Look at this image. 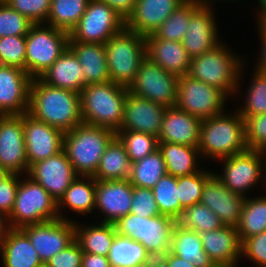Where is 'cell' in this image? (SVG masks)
Wrapping results in <instances>:
<instances>
[{
    "mask_svg": "<svg viewBox=\"0 0 266 267\" xmlns=\"http://www.w3.org/2000/svg\"><path fill=\"white\" fill-rule=\"evenodd\" d=\"M27 113L63 133L83 122L80 94L49 86L39 78L31 81Z\"/></svg>",
    "mask_w": 266,
    "mask_h": 267,
    "instance_id": "cell-1",
    "label": "cell"
},
{
    "mask_svg": "<svg viewBox=\"0 0 266 267\" xmlns=\"http://www.w3.org/2000/svg\"><path fill=\"white\" fill-rule=\"evenodd\" d=\"M202 159L218 162L220 159L240 154L248 148L245 142V119L238 111L220 113L202 119L198 146Z\"/></svg>",
    "mask_w": 266,
    "mask_h": 267,
    "instance_id": "cell-2",
    "label": "cell"
},
{
    "mask_svg": "<svg viewBox=\"0 0 266 267\" xmlns=\"http://www.w3.org/2000/svg\"><path fill=\"white\" fill-rule=\"evenodd\" d=\"M221 42L214 49L192 58L188 74L222 90L228 98L240 92V80L245 60L233 54L231 49ZM228 49V50H227ZM241 58V59H240ZM241 77V78H240Z\"/></svg>",
    "mask_w": 266,
    "mask_h": 267,
    "instance_id": "cell-3",
    "label": "cell"
},
{
    "mask_svg": "<svg viewBox=\"0 0 266 267\" xmlns=\"http://www.w3.org/2000/svg\"><path fill=\"white\" fill-rule=\"evenodd\" d=\"M127 87L112 81L86 85L80 92L83 123L117 132L121 128Z\"/></svg>",
    "mask_w": 266,
    "mask_h": 267,
    "instance_id": "cell-4",
    "label": "cell"
},
{
    "mask_svg": "<svg viewBox=\"0 0 266 267\" xmlns=\"http://www.w3.org/2000/svg\"><path fill=\"white\" fill-rule=\"evenodd\" d=\"M116 136L110 128L86 123L64 133L63 150L78 176H94L107 145Z\"/></svg>",
    "mask_w": 266,
    "mask_h": 267,
    "instance_id": "cell-5",
    "label": "cell"
},
{
    "mask_svg": "<svg viewBox=\"0 0 266 267\" xmlns=\"http://www.w3.org/2000/svg\"><path fill=\"white\" fill-rule=\"evenodd\" d=\"M110 80L129 87L146 57L145 36L124 27L104 44Z\"/></svg>",
    "mask_w": 266,
    "mask_h": 267,
    "instance_id": "cell-6",
    "label": "cell"
},
{
    "mask_svg": "<svg viewBox=\"0 0 266 267\" xmlns=\"http://www.w3.org/2000/svg\"><path fill=\"white\" fill-rule=\"evenodd\" d=\"M176 220L167 215L140 217L128 213L114 223L119 236L141 243L151 257L165 256L170 251Z\"/></svg>",
    "mask_w": 266,
    "mask_h": 267,
    "instance_id": "cell-7",
    "label": "cell"
},
{
    "mask_svg": "<svg viewBox=\"0 0 266 267\" xmlns=\"http://www.w3.org/2000/svg\"><path fill=\"white\" fill-rule=\"evenodd\" d=\"M20 178L15 204L7 217L10 228H22L59 218L57 201L28 175Z\"/></svg>",
    "mask_w": 266,
    "mask_h": 267,
    "instance_id": "cell-8",
    "label": "cell"
},
{
    "mask_svg": "<svg viewBox=\"0 0 266 267\" xmlns=\"http://www.w3.org/2000/svg\"><path fill=\"white\" fill-rule=\"evenodd\" d=\"M69 34L45 23L34 24L26 35V72L40 78L68 49Z\"/></svg>",
    "mask_w": 266,
    "mask_h": 267,
    "instance_id": "cell-9",
    "label": "cell"
},
{
    "mask_svg": "<svg viewBox=\"0 0 266 267\" xmlns=\"http://www.w3.org/2000/svg\"><path fill=\"white\" fill-rule=\"evenodd\" d=\"M265 158L266 153L247 149L243 153L220 159V162H223L222 174L217 172L215 175L233 193L246 198L248 196L246 193L255 188L254 186L260 183L259 181H264L266 184Z\"/></svg>",
    "mask_w": 266,
    "mask_h": 267,
    "instance_id": "cell-10",
    "label": "cell"
},
{
    "mask_svg": "<svg viewBox=\"0 0 266 267\" xmlns=\"http://www.w3.org/2000/svg\"><path fill=\"white\" fill-rule=\"evenodd\" d=\"M179 76L163 70L145 57L128 92L166 108L175 107Z\"/></svg>",
    "mask_w": 266,
    "mask_h": 267,
    "instance_id": "cell-11",
    "label": "cell"
},
{
    "mask_svg": "<svg viewBox=\"0 0 266 267\" xmlns=\"http://www.w3.org/2000/svg\"><path fill=\"white\" fill-rule=\"evenodd\" d=\"M228 96L217 87L189 75L179 76L176 107L201 119L223 113Z\"/></svg>",
    "mask_w": 266,
    "mask_h": 267,
    "instance_id": "cell-12",
    "label": "cell"
},
{
    "mask_svg": "<svg viewBox=\"0 0 266 267\" xmlns=\"http://www.w3.org/2000/svg\"><path fill=\"white\" fill-rule=\"evenodd\" d=\"M125 27V20L99 0H89L86 10L69 38L74 42L102 43Z\"/></svg>",
    "mask_w": 266,
    "mask_h": 267,
    "instance_id": "cell-13",
    "label": "cell"
},
{
    "mask_svg": "<svg viewBox=\"0 0 266 267\" xmlns=\"http://www.w3.org/2000/svg\"><path fill=\"white\" fill-rule=\"evenodd\" d=\"M29 238L43 264L75 241V221L58 218L20 228Z\"/></svg>",
    "mask_w": 266,
    "mask_h": 267,
    "instance_id": "cell-14",
    "label": "cell"
},
{
    "mask_svg": "<svg viewBox=\"0 0 266 267\" xmlns=\"http://www.w3.org/2000/svg\"><path fill=\"white\" fill-rule=\"evenodd\" d=\"M0 166L10 174H28L23 114L0 115Z\"/></svg>",
    "mask_w": 266,
    "mask_h": 267,
    "instance_id": "cell-15",
    "label": "cell"
},
{
    "mask_svg": "<svg viewBox=\"0 0 266 267\" xmlns=\"http://www.w3.org/2000/svg\"><path fill=\"white\" fill-rule=\"evenodd\" d=\"M27 175L39 183L57 202L78 176L64 150L32 164Z\"/></svg>",
    "mask_w": 266,
    "mask_h": 267,
    "instance_id": "cell-16",
    "label": "cell"
},
{
    "mask_svg": "<svg viewBox=\"0 0 266 267\" xmlns=\"http://www.w3.org/2000/svg\"><path fill=\"white\" fill-rule=\"evenodd\" d=\"M23 130L29 167L63 150L64 133L28 113L23 114Z\"/></svg>",
    "mask_w": 266,
    "mask_h": 267,
    "instance_id": "cell-17",
    "label": "cell"
},
{
    "mask_svg": "<svg viewBox=\"0 0 266 267\" xmlns=\"http://www.w3.org/2000/svg\"><path fill=\"white\" fill-rule=\"evenodd\" d=\"M213 6L201 4L192 14L181 43L190 58L201 56L221 43Z\"/></svg>",
    "mask_w": 266,
    "mask_h": 267,
    "instance_id": "cell-18",
    "label": "cell"
},
{
    "mask_svg": "<svg viewBox=\"0 0 266 267\" xmlns=\"http://www.w3.org/2000/svg\"><path fill=\"white\" fill-rule=\"evenodd\" d=\"M132 192L129 180H96L95 209L104 216L100 222L114 224L130 213Z\"/></svg>",
    "mask_w": 266,
    "mask_h": 267,
    "instance_id": "cell-19",
    "label": "cell"
},
{
    "mask_svg": "<svg viewBox=\"0 0 266 267\" xmlns=\"http://www.w3.org/2000/svg\"><path fill=\"white\" fill-rule=\"evenodd\" d=\"M31 81L25 70L0 65V115L28 112Z\"/></svg>",
    "mask_w": 266,
    "mask_h": 267,
    "instance_id": "cell-20",
    "label": "cell"
},
{
    "mask_svg": "<svg viewBox=\"0 0 266 267\" xmlns=\"http://www.w3.org/2000/svg\"><path fill=\"white\" fill-rule=\"evenodd\" d=\"M245 197L233 193L213 173L205 182L200 203L213 211L224 225L237 227Z\"/></svg>",
    "mask_w": 266,
    "mask_h": 267,
    "instance_id": "cell-21",
    "label": "cell"
},
{
    "mask_svg": "<svg viewBox=\"0 0 266 267\" xmlns=\"http://www.w3.org/2000/svg\"><path fill=\"white\" fill-rule=\"evenodd\" d=\"M165 110L163 105L128 92L121 128L118 131H135L158 138Z\"/></svg>",
    "mask_w": 266,
    "mask_h": 267,
    "instance_id": "cell-22",
    "label": "cell"
},
{
    "mask_svg": "<svg viewBox=\"0 0 266 267\" xmlns=\"http://www.w3.org/2000/svg\"><path fill=\"white\" fill-rule=\"evenodd\" d=\"M202 246L216 267H237L241 257V241L236 227H223L200 233Z\"/></svg>",
    "mask_w": 266,
    "mask_h": 267,
    "instance_id": "cell-23",
    "label": "cell"
},
{
    "mask_svg": "<svg viewBox=\"0 0 266 267\" xmlns=\"http://www.w3.org/2000/svg\"><path fill=\"white\" fill-rule=\"evenodd\" d=\"M201 122V118L190 115L176 106L166 108L158 141L198 147Z\"/></svg>",
    "mask_w": 266,
    "mask_h": 267,
    "instance_id": "cell-24",
    "label": "cell"
},
{
    "mask_svg": "<svg viewBox=\"0 0 266 267\" xmlns=\"http://www.w3.org/2000/svg\"><path fill=\"white\" fill-rule=\"evenodd\" d=\"M185 0H137L125 27L142 36L151 35Z\"/></svg>",
    "mask_w": 266,
    "mask_h": 267,
    "instance_id": "cell-25",
    "label": "cell"
},
{
    "mask_svg": "<svg viewBox=\"0 0 266 267\" xmlns=\"http://www.w3.org/2000/svg\"><path fill=\"white\" fill-rule=\"evenodd\" d=\"M146 57L177 76L188 74L191 58L181 42L145 37Z\"/></svg>",
    "mask_w": 266,
    "mask_h": 267,
    "instance_id": "cell-26",
    "label": "cell"
},
{
    "mask_svg": "<svg viewBox=\"0 0 266 267\" xmlns=\"http://www.w3.org/2000/svg\"><path fill=\"white\" fill-rule=\"evenodd\" d=\"M68 48L77 57L83 69L85 85L111 81L104 44L74 42L69 38Z\"/></svg>",
    "mask_w": 266,
    "mask_h": 267,
    "instance_id": "cell-27",
    "label": "cell"
},
{
    "mask_svg": "<svg viewBox=\"0 0 266 267\" xmlns=\"http://www.w3.org/2000/svg\"><path fill=\"white\" fill-rule=\"evenodd\" d=\"M49 86L79 93L84 84L83 69L77 57L68 48L39 78Z\"/></svg>",
    "mask_w": 266,
    "mask_h": 267,
    "instance_id": "cell-28",
    "label": "cell"
},
{
    "mask_svg": "<svg viewBox=\"0 0 266 267\" xmlns=\"http://www.w3.org/2000/svg\"><path fill=\"white\" fill-rule=\"evenodd\" d=\"M96 196V179L92 176H77L57 202L59 218L71 220L63 215L62 208H69L77 214L94 213ZM62 211V212H61Z\"/></svg>",
    "mask_w": 266,
    "mask_h": 267,
    "instance_id": "cell-29",
    "label": "cell"
},
{
    "mask_svg": "<svg viewBox=\"0 0 266 267\" xmlns=\"http://www.w3.org/2000/svg\"><path fill=\"white\" fill-rule=\"evenodd\" d=\"M4 267H38L42 265L28 236L20 228H10L0 248Z\"/></svg>",
    "mask_w": 266,
    "mask_h": 267,
    "instance_id": "cell-30",
    "label": "cell"
},
{
    "mask_svg": "<svg viewBox=\"0 0 266 267\" xmlns=\"http://www.w3.org/2000/svg\"><path fill=\"white\" fill-rule=\"evenodd\" d=\"M170 252L196 267H216L203 249L200 234L177 223L172 232Z\"/></svg>",
    "mask_w": 266,
    "mask_h": 267,
    "instance_id": "cell-31",
    "label": "cell"
},
{
    "mask_svg": "<svg viewBox=\"0 0 266 267\" xmlns=\"http://www.w3.org/2000/svg\"><path fill=\"white\" fill-rule=\"evenodd\" d=\"M159 150L163 155L167 174L182 177L199 172L202 167H197L201 155L198 147L182 144L159 142ZM198 159V160H197Z\"/></svg>",
    "mask_w": 266,
    "mask_h": 267,
    "instance_id": "cell-32",
    "label": "cell"
},
{
    "mask_svg": "<svg viewBox=\"0 0 266 267\" xmlns=\"http://www.w3.org/2000/svg\"><path fill=\"white\" fill-rule=\"evenodd\" d=\"M131 169L132 161L128 157L125 146L115 136L107 145L93 177L96 180H128Z\"/></svg>",
    "mask_w": 266,
    "mask_h": 267,
    "instance_id": "cell-33",
    "label": "cell"
},
{
    "mask_svg": "<svg viewBox=\"0 0 266 267\" xmlns=\"http://www.w3.org/2000/svg\"><path fill=\"white\" fill-rule=\"evenodd\" d=\"M97 223L100 224L81 226L75 221V240L80 244L83 252L107 257L117 235L116 229L114 224Z\"/></svg>",
    "mask_w": 266,
    "mask_h": 267,
    "instance_id": "cell-34",
    "label": "cell"
},
{
    "mask_svg": "<svg viewBox=\"0 0 266 267\" xmlns=\"http://www.w3.org/2000/svg\"><path fill=\"white\" fill-rule=\"evenodd\" d=\"M201 4L199 0H185L151 35L156 39L181 42L187 33L191 14Z\"/></svg>",
    "mask_w": 266,
    "mask_h": 267,
    "instance_id": "cell-35",
    "label": "cell"
},
{
    "mask_svg": "<svg viewBox=\"0 0 266 267\" xmlns=\"http://www.w3.org/2000/svg\"><path fill=\"white\" fill-rule=\"evenodd\" d=\"M248 196L245 198L241 211V220L237 231L241 243L251 236L266 231V196Z\"/></svg>",
    "mask_w": 266,
    "mask_h": 267,
    "instance_id": "cell-36",
    "label": "cell"
},
{
    "mask_svg": "<svg viewBox=\"0 0 266 267\" xmlns=\"http://www.w3.org/2000/svg\"><path fill=\"white\" fill-rule=\"evenodd\" d=\"M107 257L111 267H135L147 264L151 256L141 243L116 235Z\"/></svg>",
    "mask_w": 266,
    "mask_h": 267,
    "instance_id": "cell-37",
    "label": "cell"
},
{
    "mask_svg": "<svg viewBox=\"0 0 266 267\" xmlns=\"http://www.w3.org/2000/svg\"><path fill=\"white\" fill-rule=\"evenodd\" d=\"M89 0H51L45 24L70 34L84 14Z\"/></svg>",
    "mask_w": 266,
    "mask_h": 267,
    "instance_id": "cell-38",
    "label": "cell"
},
{
    "mask_svg": "<svg viewBox=\"0 0 266 267\" xmlns=\"http://www.w3.org/2000/svg\"><path fill=\"white\" fill-rule=\"evenodd\" d=\"M167 174L165 161L158 149L142 160L132 163L129 182L132 186L152 189Z\"/></svg>",
    "mask_w": 266,
    "mask_h": 267,
    "instance_id": "cell-39",
    "label": "cell"
},
{
    "mask_svg": "<svg viewBox=\"0 0 266 267\" xmlns=\"http://www.w3.org/2000/svg\"><path fill=\"white\" fill-rule=\"evenodd\" d=\"M176 223L180 227L193 230L199 234L217 230L224 226L219 217L202 203H196L183 209Z\"/></svg>",
    "mask_w": 266,
    "mask_h": 267,
    "instance_id": "cell-40",
    "label": "cell"
},
{
    "mask_svg": "<svg viewBox=\"0 0 266 267\" xmlns=\"http://www.w3.org/2000/svg\"><path fill=\"white\" fill-rule=\"evenodd\" d=\"M152 192L160 214L177 220L183 211L178 199L177 177L164 175L152 188Z\"/></svg>",
    "mask_w": 266,
    "mask_h": 267,
    "instance_id": "cell-41",
    "label": "cell"
},
{
    "mask_svg": "<svg viewBox=\"0 0 266 267\" xmlns=\"http://www.w3.org/2000/svg\"><path fill=\"white\" fill-rule=\"evenodd\" d=\"M254 69L249 89L246 91L245 104L237 109L246 120L249 116L266 114V73Z\"/></svg>",
    "mask_w": 266,
    "mask_h": 267,
    "instance_id": "cell-42",
    "label": "cell"
},
{
    "mask_svg": "<svg viewBox=\"0 0 266 267\" xmlns=\"http://www.w3.org/2000/svg\"><path fill=\"white\" fill-rule=\"evenodd\" d=\"M116 136L124 144L132 163L142 160L159 149L158 138L151 134L135 131H117Z\"/></svg>",
    "mask_w": 266,
    "mask_h": 267,
    "instance_id": "cell-43",
    "label": "cell"
},
{
    "mask_svg": "<svg viewBox=\"0 0 266 267\" xmlns=\"http://www.w3.org/2000/svg\"><path fill=\"white\" fill-rule=\"evenodd\" d=\"M212 174L203 168L197 173L177 177L178 199L183 209L200 203L204 184Z\"/></svg>",
    "mask_w": 266,
    "mask_h": 267,
    "instance_id": "cell-44",
    "label": "cell"
},
{
    "mask_svg": "<svg viewBox=\"0 0 266 267\" xmlns=\"http://www.w3.org/2000/svg\"><path fill=\"white\" fill-rule=\"evenodd\" d=\"M34 23L6 1H0V38L9 36H26Z\"/></svg>",
    "mask_w": 266,
    "mask_h": 267,
    "instance_id": "cell-45",
    "label": "cell"
},
{
    "mask_svg": "<svg viewBox=\"0 0 266 267\" xmlns=\"http://www.w3.org/2000/svg\"><path fill=\"white\" fill-rule=\"evenodd\" d=\"M0 65L26 71V36L0 38Z\"/></svg>",
    "mask_w": 266,
    "mask_h": 267,
    "instance_id": "cell-46",
    "label": "cell"
},
{
    "mask_svg": "<svg viewBox=\"0 0 266 267\" xmlns=\"http://www.w3.org/2000/svg\"><path fill=\"white\" fill-rule=\"evenodd\" d=\"M6 3L34 24L46 23L51 0H6Z\"/></svg>",
    "mask_w": 266,
    "mask_h": 267,
    "instance_id": "cell-47",
    "label": "cell"
},
{
    "mask_svg": "<svg viewBox=\"0 0 266 267\" xmlns=\"http://www.w3.org/2000/svg\"><path fill=\"white\" fill-rule=\"evenodd\" d=\"M245 142L248 149L266 153V114L245 120Z\"/></svg>",
    "mask_w": 266,
    "mask_h": 267,
    "instance_id": "cell-48",
    "label": "cell"
},
{
    "mask_svg": "<svg viewBox=\"0 0 266 267\" xmlns=\"http://www.w3.org/2000/svg\"><path fill=\"white\" fill-rule=\"evenodd\" d=\"M130 213L140 217L161 215L155 201L152 189L133 186Z\"/></svg>",
    "mask_w": 266,
    "mask_h": 267,
    "instance_id": "cell-49",
    "label": "cell"
},
{
    "mask_svg": "<svg viewBox=\"0 0 266 267\" xmlns=\"http://www.w3.org/2000/svg\"><path fill=\"white\" fill-rule=\"evenodd\" d=\"M249 259L256 267H266V231L246 238L241 244V257Z\"/></svg>",
    "mask_w": 266,
    "mask_h": 267,
    "instance_id": "cell-50",
    "label": "cell"
},
{
    "mask_svg": "<svg viewBox=\"0 0 266 267\" xmlns=\"http://www.w3.org/2000/svg\"><path fill=\"white\" fill-rule=\"evenodd\" d=\"M83 253L80 244L75 240L45 264L47 267H81Z\"/></svg>",
    "mask_w": 266,
    "mask_h": 267,
    "instance_id": "cell-51",
    "label": "cell"
},
{
    "mask_svg": "<svg viewBox=\"0 0 266 267\" xmlns=\"http://www.w3.org/2000/svg\"><path fill=\"white\" fill-rule=\"evenodd\" d=\"M20 174H10L0 183V212L9 216L13 210Z\"/></svg>",
    "mask_w": 266,
    "mask_h": 267,
    "instance_id": "cell-52",
    "label": "cell"
},
{
    "mask_svg": "<svg viewBox=\"0 0 266 267\" xmlns=\"http://www.w3.org/2000/svg\"><path fill=\"white\" fill-rule=\"evenodd\" d=\"M111 7L125 21L133 13L137 0H99Z\"/></svg>",
    "mask_w": 266,
    "mask_h": 267,
    "instance_id": "cell-53",
    "label": "cell"
},
{
    "mask_svg": "<svg viewBox=\"0 0 266 267\" xmlns=\"http://www.w3.org/2000/svg\"><path fill=\"white\" fill-rule=\"evenodd\" d=\"M81 267H111L108 257L83 253Z\"/></svg>",
    "mask_w": 266,
    "mask_h": 267,
    "instance_id": "cell-54",
    "label": "cell"
},
{
    "mask_svg": "<svg viewBox=\"0 0 266 267\" xmlns=\"http://www.w3.org/2000/svg\"><path fill=\"white\" fill-rule=\"evenodd\" d=\"M258 28V32L260 34V42H261V53H260V56L256 59H258L256 61V66L255 68L261 70L262 72H265L266 73V26H262V25H259V27L257 26Z\"/></svg>",
    "mask_w": 266,
    "mask_h": 267,
    "instance_id": "cell-55",
    "label": "cell"
},
{
    "mask_svg": "<svg viewBox=\"0 0 266 267\" xmlns=\"http://www.w3.org/2000/svg\"><path fill=\"white\" fill-rule=\"evenodd\" d=\"M163 257L166 259L168 267H196L193 263H189L170 251Z\"/></svg>",
    "mask_w": 266,
    "mask_h": 267,
    "instance_id": "cell-56",
    "label": "cell"
},
{
    "mask_svg": "<svg viewBox=\"0 0 266 267\" xmlns=\"http://www.w3.org/2000/svg\"><path fill=\"white\" fill-rule=\"evenodd\" d=\"M10 229L8 218L0 212V248L6 238L8 230Z\"/></svg>",
    "mask_w": 266,
    "mask_h": 267,
    "instance_id": "cell-57",
    "label": "cell"
},
{
    "mask_svg": "<svg viewBox=\"0 0 266 267\" xmlns=\"http://www.w3.org/2000/svg\"><path fill=\"white\" fill-rule=\"evenodd\" d=\"M258 5L260 6L259 9L257 10V17L256 19L258 20V25L266 26V0H258L257 1Z\"/></svg>",
    "mask_w": 266,
    "mask_h": 267,
    "instance_id": "cell-58",
    "label": "cell"
},
{
    "mask_svg": "<svg viewBox=\"0 0 266 267\" xmlns=\"http://www.w3.org/2000/svg\"><path fill=\"white\" fill-rule=\"evenodd\" d=\"M147 264L149 267H168L167 261L163 256L150 257Z\"/></svg>",
    "mask_w": 266,
    "mask_h": 267,
    "instance_id": "cell-59",
    "label": "cell"
},
{
    "mask_svg": "<svg viewBox=\"0 0 266 267\" xmlns=\"http://www.w3.org/2000/svg\"><path fill=\"white\" fill-rule=\"evenodd\" d=\"M10 175V173L3 168L2 166H0V183L7 178Z\"/></svg>",
    "mask_w": 266,
    "mask_h": 267,
    "instance_id": "cell-60",
    "label": "cell"
},
{
    "mask_svg": "<svg viewBox=\"0 0 266 267\" xmlns=\"http://www.w3.org/2000/svg\"><path fill=\"white\" fill-rule=\"evenodd\" d=\"M203 5H206V6H211L212 4H214L213 2L217 1V0H199ZM225 1H234L236 2L237 0H225Z\"/></svg>",
    "mask_w": 266,
    "mask_h": 267,
    "instance_id": "cell-61",
    "label": "cell"
},
{
    "mask_svg": "<svg viewBox=\"0 0 266 267\" xmlns=\"http://www.w3.org/2000/svg\"><path fill=\"white\" fill-rule=\"evenodd\" d=\"M135 267H149L148 264H142V265H138V266H135Z\"/></svg>",
    "mask_w": 266,
    "mask_h": 267,
    "instance_id": "cell-62",
    "label": "cell"
},
{
    "mask_svg": "<svg viewBox=\"0 0 266 267\" xmlns=\"http://www.w3.org/2000/svg\"><path fill=\"white\" fill-rule=\"evenodd\" d=\"M38 267H47V265L46 264H42V265H40Z\"/></svg>",
    "mask_w": 266,
    "mask_h": 267,
    "instance_id": "cell-63",
    "label": "cell"
}]
</instances>
